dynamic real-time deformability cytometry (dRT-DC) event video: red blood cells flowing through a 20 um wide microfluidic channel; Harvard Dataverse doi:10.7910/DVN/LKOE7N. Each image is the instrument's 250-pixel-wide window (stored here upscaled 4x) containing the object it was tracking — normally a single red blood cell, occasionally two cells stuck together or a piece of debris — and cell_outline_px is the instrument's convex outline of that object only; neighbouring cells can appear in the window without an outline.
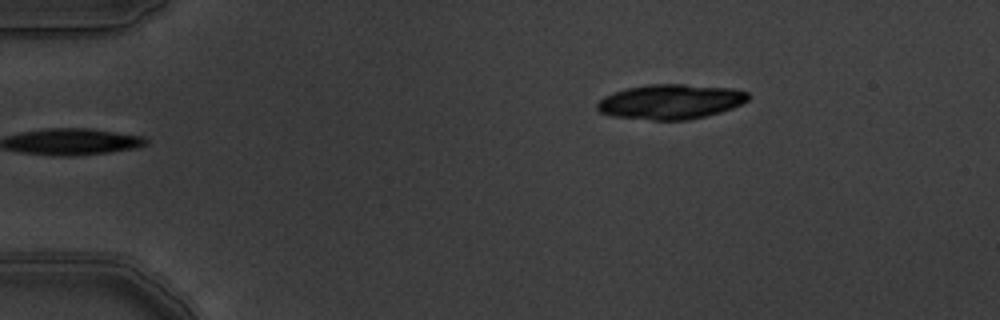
{"species": "common noctule bat (a hibernating species)", "species_latin": "Nyctalus noctula", "temperature_condition": "warm", "stored_images_in_passage": 2, "camera_frame_rate_fps": 3000, "um_per_image_px": 0.085, "animal": {"sex": "male", "body_mass_g": 19.5, "forearm_length_mm": 54.6}, "frame": {"image": 1, "passage_image": 2, "time_ms": 0.333, "image_size_px": [1000, 320], "cell_outline_px": [[748, 100], [732, 108], [720, 112], [688, 120], [652, 120], [612, 116], [600, 112], [596, 108], [596, 104], [604, 96], [628, 88], [648, 84], [684, 84], [732, 88], [748, 92]], "centroid_in_image_um": [56.99, 8.64], "position_along_channel_um": 28.0, "area_um2": 30.52}}